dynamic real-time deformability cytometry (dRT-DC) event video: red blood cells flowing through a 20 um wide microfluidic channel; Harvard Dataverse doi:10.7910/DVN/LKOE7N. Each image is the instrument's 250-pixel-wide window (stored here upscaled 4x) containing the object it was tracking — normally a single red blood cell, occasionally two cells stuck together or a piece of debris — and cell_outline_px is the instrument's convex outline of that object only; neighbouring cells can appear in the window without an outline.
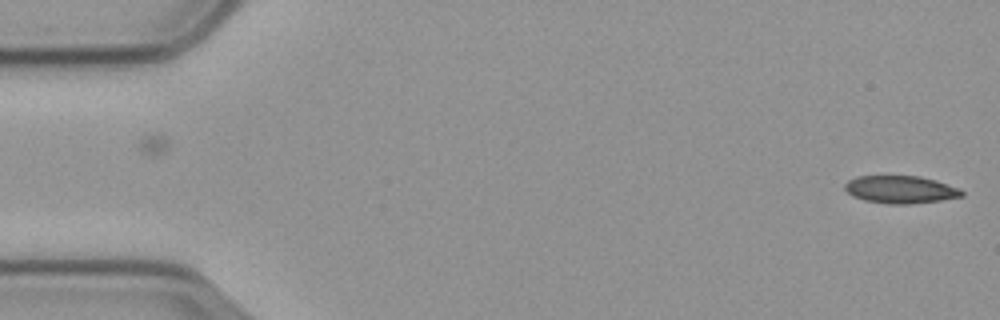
{"species": "common noctule bat (a hibernating species)", "species_latin": "Nyctalus noctula", "temperature_condition": "cold", "stored_images_in_passage": 11, "camera_frame_rate_fps": 3000, "um_per_image_px": 0.085, "animal": {"sex": "male", "body_mass_g": 23.1, "forearm_length_mm": 52.7}, "frame": {"image": 1, "passage_image": 1, "time_ms": 0.0, "image_size_px": [1000, 320], "cell_outline_px": [[964, 196], [940, 200], [908, 204], [888, 204], [864, 200], [852, 196], [844, 188], [844, 184], [848, 180], [856, 176], [920, 176], [936, 180], [960, 188], [964, 192]], "centroid_in_image_um": [76.54, 16.1], "position_along_channel_um": 8.5, "area_um2": 18.9}}